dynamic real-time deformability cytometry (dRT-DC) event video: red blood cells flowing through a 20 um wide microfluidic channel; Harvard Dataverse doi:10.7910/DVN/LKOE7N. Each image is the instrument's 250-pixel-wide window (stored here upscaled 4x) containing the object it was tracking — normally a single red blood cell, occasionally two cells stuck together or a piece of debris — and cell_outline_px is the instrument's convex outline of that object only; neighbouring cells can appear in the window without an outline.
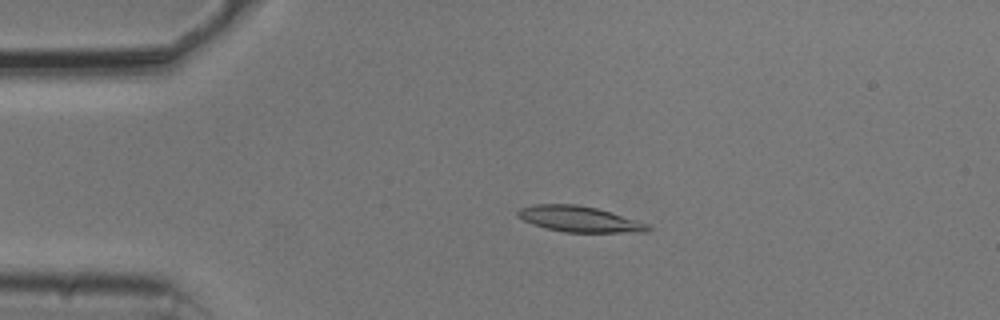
{"species": "common noctule bat (a hibernating species)", "species_latin": "Nyctalus noctula", "temperature_condition": "cold", "stored_images_in_passage": 12, "camera_frame_rate_fps": 3000, "um_per_image_px": 0.085, "animal": {"sex": "male", "body_mass_g": 20.5, "forearm_length_mm": 52.5}, "frame": {"image": 1, "passage_image": 2, "time_ms": 0.333, "image_size_px": [1000, 320], "cell_outline_px": [[652, 228], [648, 232], [564, 232], [532, 224], [516, 216], [516, 212], [520, 208], [536, 204], [576, 204], [596, 208], [648, 224]], "centroid_in_image_um": [49.21, 18.62], "position_along_channel_um": 35.8, "area_um2": 19.31}}
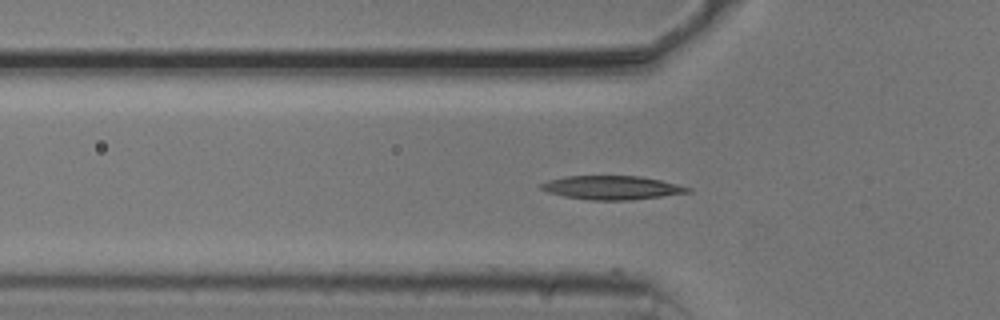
{"frame": {"image": 2, "passage_image": 8, "time_ms": 2.333, "image_size_px": [1000, 320], "cell_outline_px": [[692, 192], [628, 200], [588, 200], [564, 196], [548, 192], [540, 188], [540, 184], [548, 180], [564, 176], [640, 176], [660, 180], [692, 188]], "centroid_in_image_um": [51.99, 15.94], "position_along_channel_um": 73.8, "area_um2": 20.17}}